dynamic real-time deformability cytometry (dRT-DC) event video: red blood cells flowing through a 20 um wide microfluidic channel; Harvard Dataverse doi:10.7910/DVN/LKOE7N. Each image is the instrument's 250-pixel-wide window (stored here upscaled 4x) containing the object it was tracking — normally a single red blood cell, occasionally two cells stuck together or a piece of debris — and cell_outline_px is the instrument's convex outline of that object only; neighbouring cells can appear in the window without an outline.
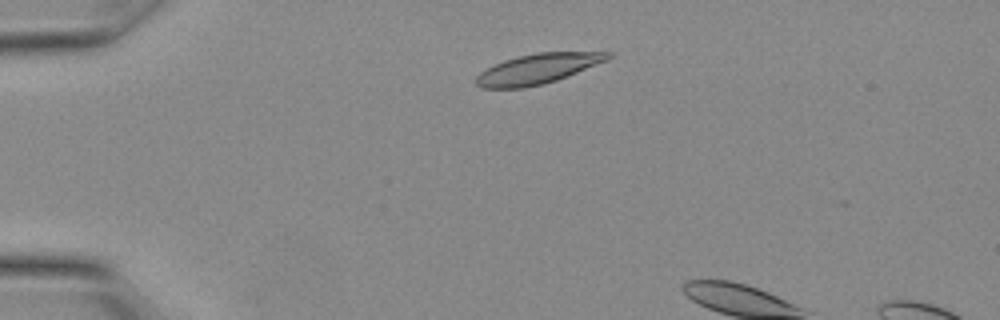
{"species": "Egyptian fruit bat (a non-hibernating species)", "species_latin": "Rousettus aegyptiacus", "temperature_condition": "warm", "stored_images_in_passage": 5, "camera_frame_rate_fps": 3000, "um_per_image_px": 0.085, "animal": {"sex": "female"}, "frame": {"image": 1, "passage_image": 3, "time_ms": 0.667, "image_size_px": [1000, 320], "cell_outline_px": [[612, 56], [608, 60], [556, 80], [544, 84], [524, 88], [480, 88], [476, 84], [476, 76], [480, 72], [504, 60], [536, 52], [612, 52]], "centroid_in_image_um": [45.7, 5.85], "position_along_channel_um": 39.3, "area_um2": 22.89}}